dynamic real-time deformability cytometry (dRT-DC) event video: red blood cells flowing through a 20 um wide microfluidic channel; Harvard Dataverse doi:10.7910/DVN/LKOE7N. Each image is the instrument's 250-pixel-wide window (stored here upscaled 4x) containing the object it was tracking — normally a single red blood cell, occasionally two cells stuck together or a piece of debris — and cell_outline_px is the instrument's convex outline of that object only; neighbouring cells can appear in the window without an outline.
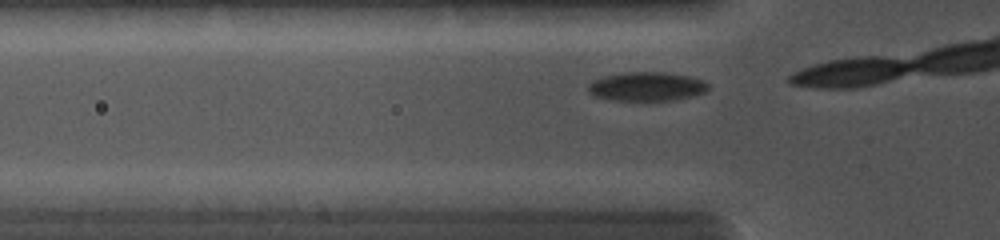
{"species": "common noctule bat (a hibernating species)", "species_latin": "Nyctalus noctula", "temperature_condition": "cold", "stored_images_in_passage": 4, "camera_frame_rate_fps": 5000, "um_per_image_px": 0.085, "animal": {"sex": "female", "body_mass_g": 19.0, "forearm_length_mm": 56.7}, "frame": {"image": 1, "passage_image": 2, "time_ms": 0.2, "image_size_px": [1000, 240], "cell_outline_px": [[708, 88], [704, 92], [692, 96], [672, 100], [612, 100], [596, 96], [588, 92], [588, 84], [592, 80], [604, 76], [624, 72], [664, 72], [688, 76], [700, 80], [708, 84]], "centroid_in_image_um": [54.92, 7.35], "position_along_channel_um": 70.9, "area_um2": 20.06}}